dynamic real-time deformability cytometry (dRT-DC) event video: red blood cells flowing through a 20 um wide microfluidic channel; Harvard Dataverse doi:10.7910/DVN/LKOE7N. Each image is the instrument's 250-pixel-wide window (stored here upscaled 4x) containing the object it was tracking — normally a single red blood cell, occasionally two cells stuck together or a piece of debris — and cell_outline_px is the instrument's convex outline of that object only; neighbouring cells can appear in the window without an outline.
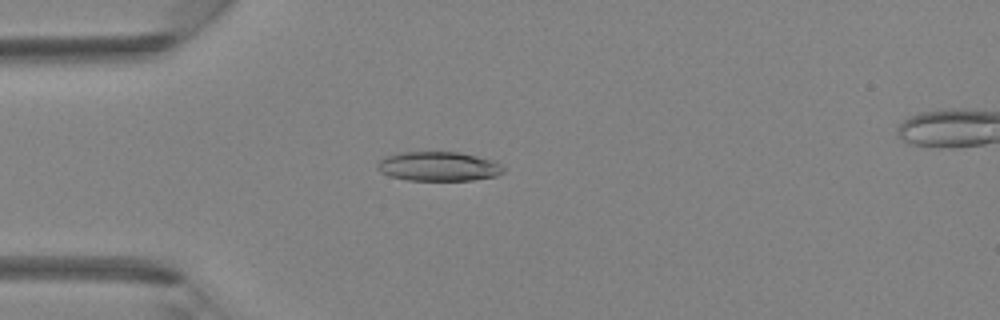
{"species": "Egyptian fruit bat (a non-hibernating species)", "species_latin": "Rousettus aegyptiacus", "temperature_condition": "room temperature", "stored_images_in_passage": 44, "camera_frame_rate_fps": 3000, "um_per_image_px": 0.085, "animal": {"sex": "female"}, "frame": {"image": 1, "passage_image": 12, "time_ms": 3.667, "image_size_px": [1000, 320], "cell_outline_px": [[504, 172], [496, 176], [472, 180], [408, 180], [388, 176], [380, 172], [376, 168], [376, 164], [384, 156], [396, 152], [460, 152], [492, 160], [500, 164], [504, 168]], "centroid_in_image_um": [37.22, 14.14], "position_along_channel_um": 47.8, "area_um2": 21.73}}
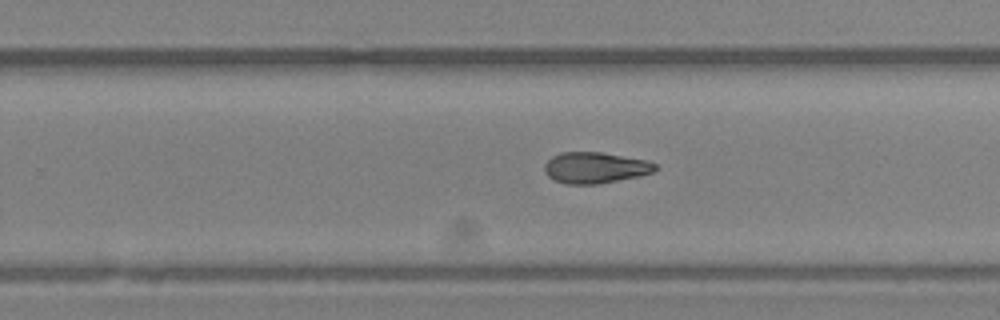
{"frame": {"image": 2, "passage_image": 28, "time_ms": 9.0, "image_size_px": [1000, 320], "cell_outline_px": [[660, 168], [652, 172], [640, 176], [600, 184], [568, 184], [556, 180], [548, 176], [544, 172], [544, 164], [552, 156], [560, 152], [600, 152], [648, 160], [656, 164]], "centroid_in_image_um": [50.61, 14.25], "position_along_channel_um": 279.2, "area_um2": 20.23}}
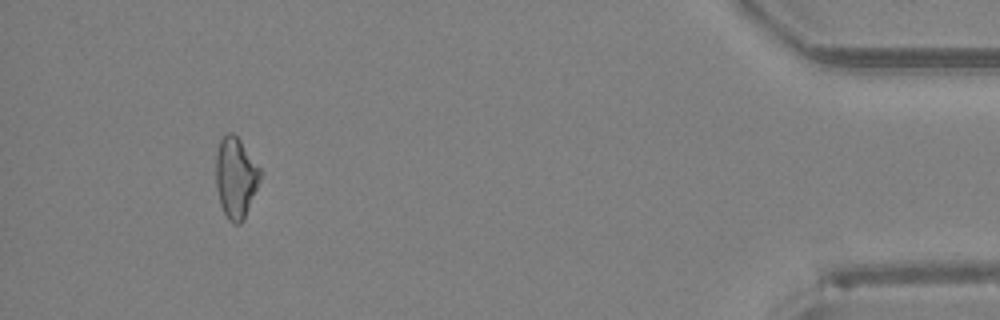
{"frame": {"image": 3, "passage_image": 41, "time_ms": 13.333, "image_size_px": [1000, 320], "cell_outline_px": [[260, 180], [244, 220], [240, 224], [232, 224], [228, 220], [220, 204], [216, 188], [216, 152], [220, 140], [228, 132], [232, 132], [240, 140], [260, 168]], "centroid_in_image_um": [20.02, 15.12], "position_along_channel_um": 415.2, "area_um2": 20.81}}